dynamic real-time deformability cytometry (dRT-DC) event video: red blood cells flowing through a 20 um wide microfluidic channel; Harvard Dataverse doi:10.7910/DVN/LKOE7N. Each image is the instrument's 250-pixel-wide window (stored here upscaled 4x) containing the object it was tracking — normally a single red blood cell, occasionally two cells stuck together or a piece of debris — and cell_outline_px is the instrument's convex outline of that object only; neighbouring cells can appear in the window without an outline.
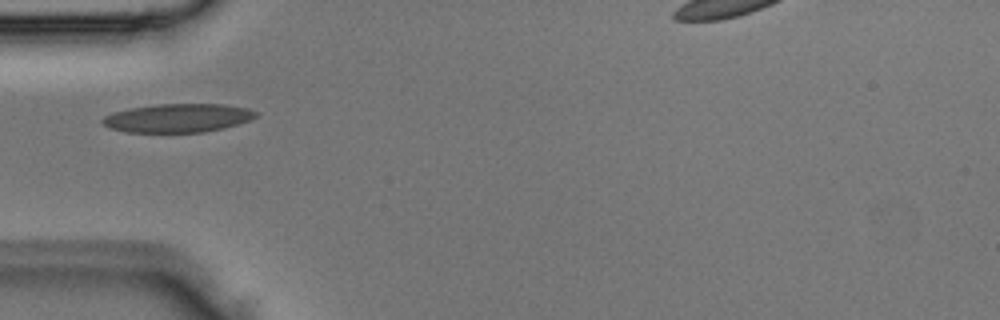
{"species": "Egyptian fruit bat (a non-hibernating species)", "species_latin": "Rousettus aegyptiacus", "temperature_condition": "room temperature", "stored_images_in_passage": 1, "camera_frame_rate_fps": 3000, "um_per_image_px": 0.085, "animal": {"sex": "male"}, "frame": {"image": 1, "passage_image": 1, "time_ms": 0.0, "image_size_px": [1000, 320], "cell_outline_px": [[260, 112], [252, 120], [224, 128], [204, 132], [124, 132], [108, 128], [100, 120], [104, 116], [112, 112], [128, 108], [156, 104], [224, 104], [248, 108]], "centroid_in_image_um": [15.12, 10.03], "position_along_channel_um": 69.9, "area_um2": 25.89}}